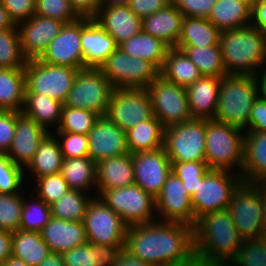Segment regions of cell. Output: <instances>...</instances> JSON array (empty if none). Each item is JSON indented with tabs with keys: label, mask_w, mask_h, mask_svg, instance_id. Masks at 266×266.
Wrapping results in <instances>:
<instances>
[{
	"label": "cell",
	"mask_w": 266,
	"mask_h": 266,
	"mask_svg": "<svg viewBox=\"0 0 266 266\" xmlns=\"http://www.w3.org/2000/svg\"><path fill=\"white\" fill-rule=\"evenodd\" d=\"M125 249L151 266H197L193 227L181 222L128 226Z\"/></svg>",
	"instance_id": "obj_1"
},
{
	"label": "cell",
	"mask_w": 266,
	"mask_h": 266,
	"mask_svg": "<svg viewBox=\"0 0 266 266\" xmlns=\"http://www.w3.org/2000/svg\"><path fill=\"white\" fill-rule=\"evenodd\" d=\"M228 210L199 217L193 226V249L197 266H226L243 243Z\"/></svg>",
	"instance_id": "obj_2"
},
{
	"label": "cell",
	"mask_w": 266,
	"mask_h": 266,
	"mask_svg": "<svg viewBox=\"0 0 266 266\" xmlns=\"http://www.w3.org/2000/svg\"><path fill=\"white\" fill-rule=\"evenodd\" d=\"M222 61L228 75L254 76L266 69V32L249 25L220 33Z\"/></svg>",
	"instance_id": "obj_3"
},
{
	"label": "cell",
	"mask_w": 266,
	"mask_h": 266,
	"mask_svg": "<svg viewBox=\"0 0 266 266\" xmlns=\"http://www.w3.org/2000/svg\"><path fill=\"white\" fill-rule=\"evenodd\" d=\"M257 97L258 88L254 76L227 74L221 78L214 120L245 130Z\"/></svg>",
	"instance_id": "obj_4"
},
{
	"label": "cell",
	"mask_w": 266,
	"mask_h": 266,
	"mask_svg": "<svg viewBox=\"0 0 266 266\" xmlns=\"http://www.w3.org/2000/svg\"><path fill=\"white\" fill-rule=\"evenodd\" d=\"M244 134L243 129L234 125L206 120L205 152L209 169H234V172L236 170L241 174L244 164Z\"/></svg>",
	"instance_id": "obj_5"
},
{
	"label": "cell",
	"mask_w": 266,
	"mask_h": 266,
	"mask_svg": "<svg viewBox=\"0 0 266 266\" xmlns=\"http://www.w3.org/2000/svg\"><path fill=\"white\" fill-rule=\"evenodd\" d=\"M227 210L244 240L263 236V198L258 183L242 181L234 190Z\"/></svg>",
	"instance_id": "obj_6"
},
{
	"label": "cell",
	"mask_w": 266,
	"mask_h": 266,
	"mask_svg": "<svg viewBox=\"0 0 266 266\" xmlns=\"http://www.w3.org/2000/svg\"><path fill=\"white\" fill-rule=\"evenodd\" d=\"M87 242L106 246L113 252L125 248L127 225L101 198L90 201L83 219Z\"/></svg>",
	"instance_id": "obj_7"
},
{
	"label": "cell",
	"mask_w": 266,
	"mask_h": 266,
	"mask_svg": "<svg viewBox=\"0 0 266 266\" xmlns=\"http://www.w3.org/2000/svg\"><path fill=\"white\" fill-rule=\"evenodd\" d=\"M113 90L114 86L99 68L80 69L63 106L106 116Z\"/></svg>",
	"instance_id": "obj_8"
},
{
	"label": "cell",
	"mask_w": 266,
	"mask_h": 266,
	"mask_svg": "<svg viewBox=\"0 0 266 266\" xmlns=\"http://www.w3.org/2000/svg\"><path fill=\"white\" fill-rule=\"evenodd\" d=\"M79 69L51 65L39 59L27 60L24 67L25 93H38L65 102Z\"/></svg>",
	"instance_id": "obj_9"
},
{
	"label": "cell",
	"mask_w": 266,
	"mask_h": 266,
	"mask_svg": "<svg viewBox=\"0 0 266 266\" xmlns=\"http://www.w3.org/2000/svg\"><path fill=\"white\" fill-rule=\"evenodd\" d=\"M242 181L236 172L209 169L192 195L195 222L206 213L228 209L232 194Z\"/></svg>",
	"instance_id": "obj_10"
},
{
	"label": "cell",
	"mask_w": 266,
	"mask_h": 266,
	"mask_svg": "<svg viewBox=\"0 0 266 266\" xmlns=\"http://www.w3.org/2000/svg\"><path fill=\"white\" fill-rule=\"evenodd\" d=\"M127 226L148 224L158 220L155 198L140 186L104 190L99 196Z\"/></svg>",
	"instance_id": "obj_11"
},
{
	"label": "cell",
	"mask_w": 266,
	"mask_h": 266,
	"mask_svg": "<svg viewBox=\"0 0 266 266\" xmlns=\"http://www.w3.org/2000/svg\"><path fill=\"white\" fill-rule=\"evenodd\" d=\"M206 120L192 119L164 129L163 148L173 162L206 161Z\"/></svg>",
	"instance_id": "obj_12"
},
{
	"label": "cell",
	"mask_w": 266,
	"mask_h": 266,
	"mask_svg": "<svg viewBox=\"0 0 266 266\" xmlns=\"http://www.w3.org/2000/svg\"><path fill=\"white\" fill-rule=\"evenodd\" d=\"M146 89L153 114L164 129L193 119L185 88L158 75Z\"/></svg>",
	"instance_id": "obj_13"
},
{
	"label": "cell",
	"mask_w": 266,
	"mask_h": 266,
	"mask_svg": "<svg viewBox=\"0 0 266 266\" xmlns=\"http://www.w3.org/2000/svg\"><path fill=\"white\" fill-rule=\"evenodd\" d=\"M114 88L146 89L159 75L148 61L130 56L119 47L99 68Z\"/></svg>",
	"instance_id": "obj_14"
},
{
	"label": "cell",
	"mask_w": 266,
	"mask_h": 266,
	"mask_svg": "<svg viewBox=\"0 0 266 266\" xmlns=\"http://www.w3.org/2000/svg\"><path fill=\"white\" fill-rule=\"evenodd\" d=\"M106 116L125 132L151 119L154 114L147 89L114 88Z\"/></svg>",
	"instance_id": "obj_15"
},
{
	"label": "cell",
	"mask_w": 266,
	"mask_h": 266,
	"mask_svg": "<svg viewBox=\"0 0 266 266\" xmlns=\"http://www.w3.org/2000/svg\"><path fill=\"white\" fill-rule=\"evenodd\" d=\"M155 205L158 220L181 222L192 227L195 225L192 196L186 190L183 181L173 172L155 198Z\"/></svg>",
	"instance_id": "obj_16"
},
{
	"label": "cell",
	"mask_w": 266,
	"mask_h": 266,
	"mask_svg": "<svg viewBox=\"0 0 266 266\" xmlns=\"http://www.w3.org/2000/svg\"><path fill=\"white\" fill-rule=\"evenodd\" d=\"M132 159L134 184L156 198L172 172L171 162L164 148L133 153Z\"/></svg>",
	"instance_id": "obj_17"
},
{
	"label": "cell",
	"mask_w": 266,
	"mask_h": 266,
	"mask_svg": "<svg viewBox=\"0 0 266 266\" xmlns=\"http://www.w3.org/2000/svg\"><path fill=\"white\" fill-rule=\"evenodd\" d=\"M66 23L34 14L17 24L21 49L27 60L39 59Z\"/></svg>",
	"instance_id": "obj_18"
},
{
	"label": "cell",
	"mask_w": 266,
	"mask_h": 266,
	"mask_svg": "<svg viewBox=\"0 0 266 266\" xmlns=\"http://www.w3.org/2000/svg\"><path fill=\"white\" fill-rule=\"evenodd\" d=\"M87 136L89 157L96 163L129 153L126 132L107 116H100Z\"/></svg>",
	"instance_id": "obj_19"
},
{
	"label": "cell",
	"mask_w": 266,
	"mask_h": 266,
	"mask_svg": "<svg viewBox=\"0 0 266 266\" xmlns=\"http://www.w3.org/2000/svg\"><path fill=\"white\" fill-rule=\"evenodd\" d=\"M40 61L51 65L84 69L80 38V18L65 24L61 32L50 42Z\"/></svg>",
	"instance_id": "obj_20"
},
{
	"label": "cell",
	"mask_w": 266,
	"mask_h": 266,
	"mask_svg": "<svg viewBox=\"0 0 266 266\" xmlns=\"http://www.w3.org/2000/svg\"><path fill=\"white\" fill-rule=\"evenodd\" d=\"M49 132L23 112H17L15 133L7 152L10 160L15 165L26 169L33 160L41 141Z\"/></svg>",
	"instance_id": "obj_21"
},
{
	"label": "cell",
	"mask_w": 266,
	"mask_h": 266,
	"mask_svg": "<svg viewBox=\"0 0 266 266\" xmlns=\"http://www.w3.org/2000/svg\"><path fill=\"white\" fill-rule=\"evenodd\" d=\"M80 38L84 68H100L119 46L93 17H80Z\"/></svg>",
	"instance_id": "obj_22"
},
{
	"label": "cell",
	"mask_w": 266,
	"mask_h": 266,
	"mask_svg": "<svg viewBox=\"0 0 266 266\" xmlns=\"http://www.w3.org/2000/svg\"><path fill=\"white\" fill-rule=\"evenodd\" d=\"M93 18L118 45L142 31V19L128 6H101Z\"/></svg>",
	"instance_id": "obj_23"
},
{
	"label": "cell",
	"mask_w": 266,
	"mask_h": 266,
	"mask_svg": "<svg viewBox=\"0 0 266 266\" xmlns=\"http://www.w3.org/2000/svg\"><path fill=\"white\" fill-rule=\"evenodd\" d=\"M40 234L54 253L62 254L87 242L83 221H66L51 217Z\"/></svg>",
	"instance_id": "obj_24"
},
{
	"label": "cell",
	"mask_w": 266,
	"mask_h": 266,
	"mask_svg": "<svg viewBox=\"0 0 266 266\" xmlns=\"http://www.w3.org/2000/svg\"><path fill=\"white\" fill-rule=\"evenodd\" d=\"M221 78L201 76L185 88L193 119L214 120Z\"/></svg>",
	"instance_id": "obj_25"
},
{
	"label": "cell",
	"mask_w": 266,
	"mask_h": 266,
	"mask_svg": "<svg viewBox=\"0 0 266 266\" xmlns=\"http://www.w3.org/2000/svg\"><path fill=\"white\" fill-rule=\"evenodd\" d=\"M97 192L123 188L135 182L132 154L111 157L96 163Z\"/></svg>",
	"instance_id": "obj_26"
},
{
	"label": "cell",
	"mask_w": 266,
	"mask_h": 266,
	"mask_svg": "<svg viewBox=\"0 0 266 266\" xmlns=\"http://www.w3.org/2000/svg\"><path fill=\"white\" fill-rule=\"evenodd\" d=\"M184 15L173 2L142 19V31L161 39L170 48L176 47Z\"/></svg>",
	"instance_id": "obj_27"
},
{
	"label": "cell",
	"mask_w": 266,
	"mask_h": 266,
	"mask_svg": "<svg viewBox=\"0 0 266 266\" xmlns=\"http://www.w3.org/2000/svg\"><path fill=\"white\" fill-rule=\"evenodd\" d=\"M240 175L245 182L266 180V132H245L244 164Z\"/></svg>",
	"instance_id": "obj_28"
},
{
	"label": "cell",
	"mask_w": 266,
	"mask_h": 266,
	"mask_svg": "<svg viewBox=\"0 0 266 266\" xmlns=\"http://www.w3.org/2000/svg\"><path fill=\"white\" fill-rule=\"evenodd\" d=\"M221 32L251 25V5L245 0H217L208 17Z\"/></svg>",
	"instance_id": "obj_29"
},
{
	"label": "cell",
	"mask_w": 266,
	"mask_h": 266,
	"mask_svg": "<svg viewBox=\"0 0 266 266\" xmlns=\"http://www.w3.org/2000/svg\"><path fill=\"white\" fill-rule=\"evenodd\" d=\"M159 75L183 88L189 87L202 76L185 52L176 47L168 49Z\"/></svg>",
	"instance_id": "obj_30"
},
{
	"label": "cell",
	"mask_w": 266,
	"mask_h": 266,
	"mask_svg": "<svg viewBox=\"0 0 266 266\" xmlns=\"http://www.w3.org/2000/svg\"><path fill=\"white\" fill-rule=\"evenodd\" d=\"M118 47L130 56L148 61L158 71L161 70L167 51L170 48L161 39L148 35L143 31L125 40Z\"/></svg>",
	"instance_id": "obj_31"
},
{
	"label": "cell",
	"mask_w": 266,
	"mask_h": 266,
	"mask_svg": "<svg viewBox=\"0 0 266 266\" xmlns=\"http://www.w3.org/2000/svg\"><path fill=\"white\" fill-rule=\"evenodd\" d=\"M63 105L62 102L54 100L47 95L25 93L22 112L47 131L50 130L51 126L55 130L60 124Z\"/></svg>",
	"instance_id": "obj_32"
},
{
	"label": "cell",
	"mask_w": 266,
	"mask_h": 266,
	"mask_svg": "<svg viewBox=\"0 0 266 266\" xmlns=\"http://www.w3.org/2000/svg\"><path fill=\"white\" fill-rule=\"evenodd\" d=\"M60 174L70 190L88 194L93 187L97 192L96 162L90 157L63 158Z\"/></svg>",
	"instance_id": "obj_33"
},
{
	"label": "cell",
	"mask_w": 266,
	"mask_h": 266,
	"mask_svg": "<svg viewBox=\"0 0 266 266\" xmlns=\"http://www.w3.org/2000/svg\"><path fill=\"white\" fill-rule=\"evenodd\" d=\"M51 133L52 131L41 141L33 160L25 169V173L27 169L32 172V177L41 178L61 171L63 155L57 137Z\"/></svg>",
	"instance_id": "obj_34"
},
{
	"label": "cell",
	"mask_w": 266,
	"mask_h": 266,
	"mask_svg": "<svg viewBox=\"0 0 266 266\" xmlns=\"http://www.w3.org/2000/svg\"><path fill=\"white\" fill-rule=\"evenodd\" d=\"M25 90L24 68H0V110L22 112Z\"/></svg>",
	"instance_id": "obj_35"
},
{
	"label": "cell",
	"mask_w": 266,
	"mask_h": 266,
	"mask_svg": "<svg viewBox=\"0 0 266 266\" xmlns=\"http://www.w3.org/2000/svg\"><path fill=\"white\" fill-rule=\"evenodd\" d=\"M126 139L130 154L157 150L163 147L164 128L161 122L153 116L127 130Z\"/></svg>",
	"instance_id": "obj_36"
},
{
	"label": "cell",
	"mask_w": 266,
	"mask_h": 266,
	"mask_svg": "<svg viewBox=\"0 0 266 266\" xmlns=\"http://www.w3.org/2000/svg\"><path fill=\"white\" fill-rule=\"evenodd\" d=\"M221 31L208 18L184 17L177 46L219 45Z\"/></svg>",
	"instance_id": "obj_37"
},
{
	"label": "cell",
	"mask_w": 266,
	"mask_h": 266,
	"mask_svg": "<svg viewBox=\"0 0 266 266\" xmlns=\"http://www.w3.org/2000/svg\"><path fill=\"white\" fill-rule=\"evenodd\" d=\"M12 255L27 265L38 266L51 253L48 245L42 240L38 232H12Z\"/></svg>",
	"instance_id": "obj_38"
},
{
	"label": "cell",
	"mask_w": 266,
	"mask_h": 266,
	"mask_svg": "<svg viewBox=\"0 0 266 266\" xmlns=\"http://www.w3.org/2000/svg\"><path fill=\"white\" fill-rule=\"evenodd\" d=\"M196 65L202 76L223 78L227 75L221 55L220 45L207 47L176 46Z\"/></svg>",
	"instance_id": "obj_39"
},
{
	"label": "cell",
	"mask_w": 266,
	"mask_h": 266,
	"mask_svg": "<svg viewBox=\"0 0 266 266\" xmlns=\"http://www.w3.org/2000/svg\"><path fill=\"white\" fill-rule=\"evenodd\" d=\"M114 252L106 246L86 242L62 253L65 266H107Z\"/></svg>",
	"instance_id": "obj_40"
},
{
	"label": "cell",
	"mask_w": 266,
	"mask_h": 266,
	"mask_svg": "<svg viewBox=\"0 0 266 266\" xmlns=\"http://www.w3.org/2000/svg\"><path fill=\"white\" fill-rule=\"evenodd\" d=\"M94 196L78 190H69L50 205L52 217L66 221H83L86 210Z\"/></svg>",
	"instance_id": "obj_41"
},
{
	"label": "cell",
	"mask_w": 266,
	"mask_h": 266,
	"mask_svg": "<svg viewBox=\"0 0 266 266\" xmlns=\"http://www.w3.org/2000/svg\"><path fill=\"white\" fill-rule=\"evenodd\" d=\"M27 59L21 49L17 28L0 29V68H24Z\"/></svg>",
	"instance_id": "obj_42"
},
{
	"label": "cell",
	"mask_w": 266,
	"mask_h": 266,
	"mask_svg": "<svg viewBox=\"0 0 266 266\" xmlns=\"http://www.w3.org/2000/svg\"><path fill=\"white\" fill-rule=\"evenodd\" d=\"M31 197L33 199L30 203L24 196L20 229L40 233L52 217L51 209L43 200L36 198V195Z\"/></svg>",
	"instance_id": "obj_43"
},
{
	"label": "cell",
	"mask_w": 266,
	"mask_h": 266,
	"mask_svg": "<svg viewBox=\"0 0 266 266\" xmlns=\"http://www.w3.org/2000/svg\"><path fill=\"white\" fill-rule=\"evenodd\" d=\"M98 118L99 116L91 111L63 106L60 124L55 132L87 135Z\"/></svg>",
	"instance_id": "obj_44"
},
{
	"label": "cell",
	"mask_w": 266,
	"mask_h": 266,
	"mask_svg": "<svg viewBox=\"0 0 266 266\" xmlns=\"http://www.w3.org/2000/svg\"><path fill=\"white\" fill-rule=\"evenodd\" d=\"M25 193L0 194V229L15 232L20 229Z\"/></svg>",
	"instance_id": "obj_45"
},
{
	"label": "cell",
	"mask_w": 266,
	"mask_h": 266,
	"mask_svg": "<svg viewBox=\"0 0 266 266\" xmlns=\"http://www.w3.org/2000/svg\"><path fill=\"white\" fill-rule=\"evenodd\" d=\"M226 266H266L264 238L243 240L242 246Z\"/></svg>",
	"instance_id": "obj_46"
},
{
	"label": "cell",
	"mask_w": 266,
	"mask_h": 266,
	"mask_svg": "<svg viewBox=\"0 0 266 266\" xmlns=\"http://www.w3.org/2000/svg\"><path fill=\"white\" fill-rule=\"evenodd\" d=\"M171 167L172 172L183 181L190 196L197 192L200 182L209 170L206 161L173 162Z\"/></svg>",
	"instance_id": "obj_47"
},
{
	"label": "cell",
	"mask_w": 266,
	"mask_h": 266,
	"mask_svg": "<svg viewBox=\"0 0 266 266\" xmlns=\"http://www.w3.org/2000/svg\"><path fill=\"white\" fill-rule=\"evenodd\" d=\"M24 173V169L15 165L7 153H0V194L22 193L26 181Z\"/></svg>",
	"instance_id": "obj_48"
},
{
	"label": "cell",
	"mask_w": 266,
	"mask_h": 266,
	"mask_svg": "<svg viewBox=\"0 0 266 266\" xmlns=\"http://www.w3.org/2000/svg\"><path fill=\"white\" fill-rule=\"evenodd\" d=\"M35 179L36 183L34 184L36 185L33 186H35L36 197L43 200L49 206L70 190L68 183L60 173Z\"/></svg>",
	"instance_id": "obj_49"
},
{
	"label": "cell",
	"mask_w": 266,
	"mask_h": 266,
	"mask_svg": "<svg viewBox=\"0 0 266 266\" xmlns=\"http://www.w3.org/2000/svg\"><path fill=\"white\" fill-rule=\"evenodd\" d=\"M35 14L57 19L66 24L81 17L68 0H36Z\"/></svg>",
	"instance_id": "obj_50"
},
{
	"label": "cell",
	"mask_w": 266,
	"mask_h": 266,
	"mask_svg": "<svg viewBox=\"0 0 266 266\" xmlns=\"http://www.w3.org/2000/svg\"><path fill=\"white\" fill-rule=\"evenodd\" d=\"M63 158L89 157L88 136L81 133L57 132ZM61 138V139H60Z\"/></svg>",
	"instance_id": "obj_51"
},
{
	"label": "cell",
	"mask_w": 266,
	"mask_h": 266,
	"mask_svg": "<svg viewBox=\"0 0 266 266\" xmlns=\"http://www.w3.org/2000/svg\"><path fill=\"white\" fill-rule=\"evenodd\" d=\"M217 0H172L184 17L208 18Z\"/></svg>",
	"instance_id": "obj_52"
},
{
	"label": "cell",
	"mask_w": 266,
	"mask_h": 266,
	"mask_svg": "<svg viewBox=\"0 0 266 266\" xmlns=\"http://www.w3.org/2000/svg\"><path fill=\"white\" fill-rule=\"evenodd\" d=\"M36 0H2L3 6L15 25L35 14Z\"/></svg>",
	"instance_id": "obj_53"
},
{
	"label": "cell",
	"mask_w": 266,
	"mask_h": 266,
	"mask_svg": "<svg viewBox=\"0 0 266 266\" xmlns=\"http://www.w3.org/2000/svg\"><path fill=\"white\" fill-rule=\"evenodd\" d=\"M16 111L0 110V153H7L15 133Z\"/></svg>",
	"instance_id": "obj_54"
},
{
	"label": "cell",
	"mask_w": 266,
	"mask_h": 266,
	"mask_svg": "<svg viewBox=\"0 0 266 266\" xmlns=\"http://www.w3.org/2000/svg\"><path fill=\"white\" fill-rule=\"evenodd\" d=\"M245 132H266V100L257 97L252 105Z\"/></svg>",
	"instance_id": "obj_55"
},
{
	"label": "cell",
	"mask_w": 266,
	"mask_h": 266,
	"mask_svg": "<svg viewBox=\"0 0 266 266\" xmlns=\"http://www.w3.org/2000/svg\"><path fill=\"white\" fill-rule=\"evenodd\" d=\"M172 0H130L128 7L139 18L150 16L170 4Z\"/></svg>",
	"instance_id": "obj_56"
},
{
	"label": "cell",
	"mask_w": 266,
	"mask_h": 266,
	"mask_svg": "<svg viewBox=\"0 0 266 266\" xmlns=\"http://www.w3.org/2000/svg\"><path fill=\"white\" fill-rule=\"evenodd\" d=\"M107 266H151L149 263L133 256L125 248L114 252Z\"/></svg>",
	"instance_id": "obj_57"
},
{
	"label": "cell",
	"mask_w": 266,
	"mask_h": 266,
	"mask_svg": "<svg viewBox=\"0 0 266 266\" xmlns=\"http://www.w3.org/2000/svg\"><path fill=\"white\" fill-rule=\"evenodd\" d=\"M251 25L266 32V0L251 5Z\"/></svg>",
	"instance_id": "obj_58"
},
{
	"label": "cell",
	"mask_w": 266,
	"mask_h": 266,
	"mask_svg": "<svg viewBox=\"0 0 266 266\" xmlns=\"http://www.w3.org/2000/svg\"><path fill=\"white\" fill-rule=\"evenodd\" d=\"M81 17H93L100 8L99 0H68Z\"/></svg>",
	"instance_id": "obj_59"
},
{
	"label": "cell",
	"mask_w": 266,
	"mask_h": 266,
	"mask_svg": "<svg viewBox=\"0 0 266 266\" xmlns=\"http://www.w3.org/2000/svg\"><path fill=\"white\" fill-rule=\"evenodd\" d=\"M12 255L11 232L0 229V264H3Z\"/></svg>",
	"instance_id": "obj_60"
},
{
	"label": "cell",
	"mask_w": 266,
	"mask_h": 266,
	"mask_svg": "<svg viewBox=\"0 0 266 266\" xmlns=\"http://www.w3.org/2000/svg\"><path fill=\"white\" fill-rule=\"evenodd\" d=\"M254 77L258 88V96L266 100V69L259 71Z\"/></svg>",
	"instance_id": "obj_61"
},
{
	"label": "cell",
	"mask_w": 266,
	"mask_h": 266,
	"mask_svg": "<svg viewBox=\"0 0 266 266\" xmlns=\"http://www.w3.org/2000/svg\"><path fill=\"white\" fill-rule=\"evenodd\" d=\"M38 266H65L62 254L51 252Z\"/></svg>",
	"instance_id": "obj_62"
},
{
	"label": "cell",
	"mask_w": 266,
	"mask_h": 266,
	"mask_svg": "<svg viewBox=\"0 0 266 266\" xmlns=\"http://www.w3.org/2000/svg\"><path fill=\"white\" fill-rule=\"evenodd\" d=\"M17 28L14 22L10 19L7 10L0 1V29Z\"/></svg>",
	"instance_id": "obj_63"
},
{
	"label": "cell",
	"mask_w": 266,
	"mask_h": 266,
	"mask_svg": "<svg viewBox=\"0 0 266 266\" xmlns=\"http://www.w3.org/2000/svg\"><path fill=\"white\" fill-rule=\"evenodd\" d=\"M101 6H128L130 0H99Z\"/></svg>",
	"instance_id": "obj_64"
},
{
	"label": "cell",
	"mask_w": 266,
	"mask_h": 266,
	"mask_svg": "<svg viewBox=\"0 0 266 266\" xmlns=\"http://www.w3.org/2000/svg\"><path fill=\"white\" fill-rule=\"evenodd\" d=\"M262 189V198H263V220H264V229L266 230V180L257 182Z\"/></svg>",
	"instance_id": "obj_65"
},
{
	"label": "cell",
	"mask_w": 266,
	"mask_h": 266,
	"mask_svg": "<svg viewBox=\"0 0 266 266\" xmlns=\"http://www.w3.org/2000/svg\"><path fill=\"white\" fill-rule=\"evenodd\" d=\"M3 266H30L27 265L25 262H23L22 260L14 257L13 255H11L4 263Z\"/></svg>",
	"instance_id": "obj_66"
},
{
	"label": "cell",
	"mask_w": 266,
	"mask_h": 266,
	"mask_svg": "<svg viewBox=\"0 0 266 266\" xmlns=\"http://www.w3.org/2000/svg\"><path fill=\"white\" fill-rule=\"evenodd\" d=\"M245 1H247L250 5H252V4L258 2L259 0H245Z\"/></svg>",
	"instance_id": "obj_67"
},
{
	"label": "cell",
	"mask_w": 266,
	"mask_h": 266,
	"mask_svg": "<svg viewBox=\"0 0 266 266\" xmlns=\"http://www.w3.org/2000/svg\"><path fill=\"white\" fill-rule=\"evenodd\" d=\"M263 238H264V240L266 241V230L264 231V233H263V236H262Z\"/></svg>",
	"instance_id": "obj_68"
}]
</instances>
